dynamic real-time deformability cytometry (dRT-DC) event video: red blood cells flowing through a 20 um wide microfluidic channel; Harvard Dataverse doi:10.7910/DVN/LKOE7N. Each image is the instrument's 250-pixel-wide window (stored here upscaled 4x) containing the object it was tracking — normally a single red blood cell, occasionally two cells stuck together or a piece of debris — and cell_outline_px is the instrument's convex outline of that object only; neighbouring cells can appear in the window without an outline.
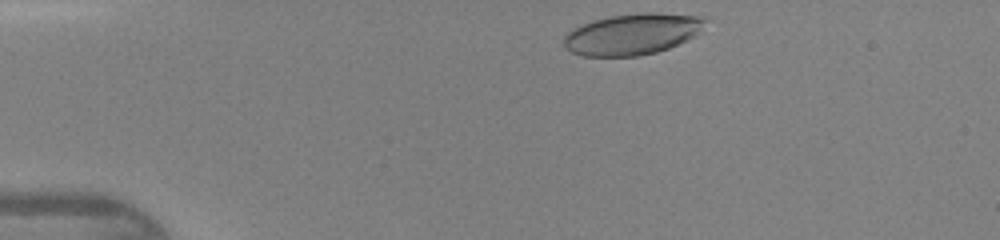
{"species": "human", "species_latin": "Homo sapiens", "temperature_condition": "warm", "stored_images_in_passage": 31, "camera_frame_rate_fps": 3000, "um_per_image_px": 0.085, "donor": {"sex": "female"}, "frame": {"image": 1, "passage_image": 1, "time_ms": 0.0, "image_size_px": [1000, 240], "cell_outline_px": [[708, 20], [692, 36], [668, 48], [656, 52], [640, 56], [584, 56], [572, 52], [564, 48], [564, 36], [572, 28], [580, 24], [592, 20], [608, 16], [644, 12], [652, 12], [700, 16]], "centroid_in_image_um": [53.67, 2.89], "position_along_channel_um": 31.3, "area_um2": 33.76}}
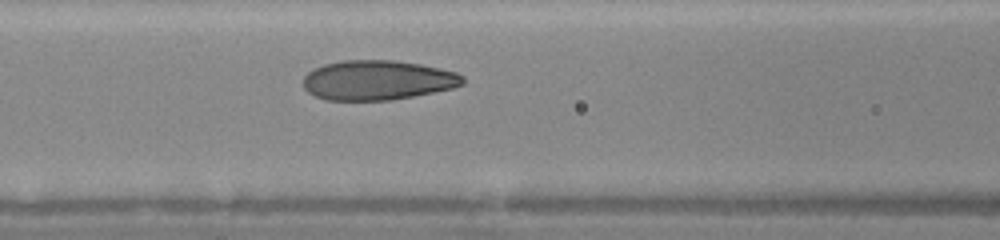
{"frame": {"image": 2, "passage_image": 12, "time_ms": 3.667, "image_size_px": [1000, 240], "cell_outline_px": [[464, 84], [452, 88], [392, 100], [324, 100], [308, 92], [304, 88], [304, 76], [308, 72], [324, 64], [340, 60], [392, 60], [420, 64], [440, 68], [456, 72], [464, 76]], "centroid_in_image_um": [32.09, 6.81], "position_along_channel_um": 134.5, "area_um2": 36.88}}
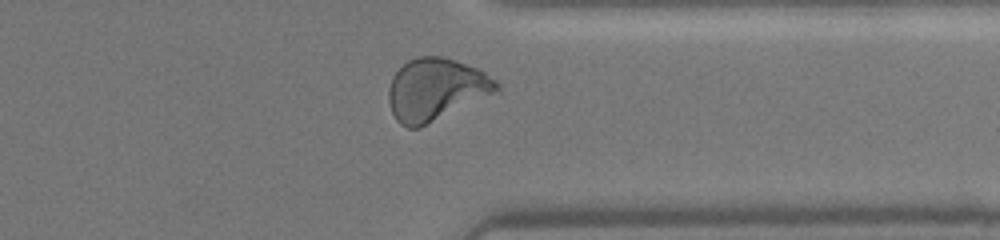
{"frame": {"image": 3, "passage_image": 28, "time_ms": 9.0, "image_size_px": [1000, 240], "cell_outline_px": [[500, 92], [420, 128], [408, 128], [400, 124], [396, 120], [392, 112], [388, 100], [388, 88], [392, 76], [408, 60], [420, 56], [444, 56], [456, 60], [476, 68], [484, 72], [496, 80], [500, 84]], "centroid_in_image_um": [37.08, 7.62], "position_along_channel_um": 374.3, "area_um2": 39.65}}